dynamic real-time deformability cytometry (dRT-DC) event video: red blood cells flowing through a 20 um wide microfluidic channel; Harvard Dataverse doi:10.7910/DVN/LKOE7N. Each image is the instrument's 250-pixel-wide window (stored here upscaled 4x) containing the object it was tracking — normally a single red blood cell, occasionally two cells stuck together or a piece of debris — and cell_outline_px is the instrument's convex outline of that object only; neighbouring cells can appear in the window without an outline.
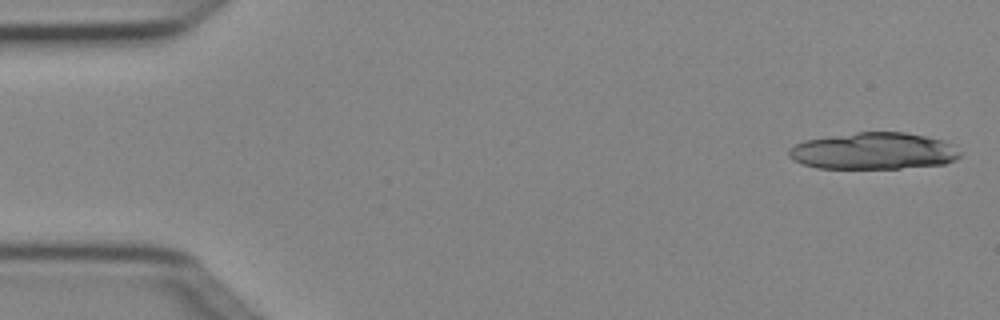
{"species": "Egyptian fruit bat (a non-hibernating species)", "species_latin": "Rousettus aegyptiacus", "temperature_condition": "cold", "stored_images_in_passage": 6, "segment_of_instrument_passage": [2, 2], "camera_frame_rate_fps": 3000, "um_per_image_px": 0.085, "animal": {"sex": "female"}, "frame": {"image": 1, "passage_image": 6, "time_ms": 1.667, "image_size_px": [1000, 320], "cell_outline_px": [[960, 156], [956, 160], [944, 164], [900, 168], [816, 168], [792, 160], [788, 156], [788, 152], [796, 144], [804, 140], [856, 132], [904, 132], [944, 140], [952, 144], [960, 152]], "centroid_in_image_um": [74.27, 12.84], "position_along_channel_um": 10.7, "area_um2": 36.65}}